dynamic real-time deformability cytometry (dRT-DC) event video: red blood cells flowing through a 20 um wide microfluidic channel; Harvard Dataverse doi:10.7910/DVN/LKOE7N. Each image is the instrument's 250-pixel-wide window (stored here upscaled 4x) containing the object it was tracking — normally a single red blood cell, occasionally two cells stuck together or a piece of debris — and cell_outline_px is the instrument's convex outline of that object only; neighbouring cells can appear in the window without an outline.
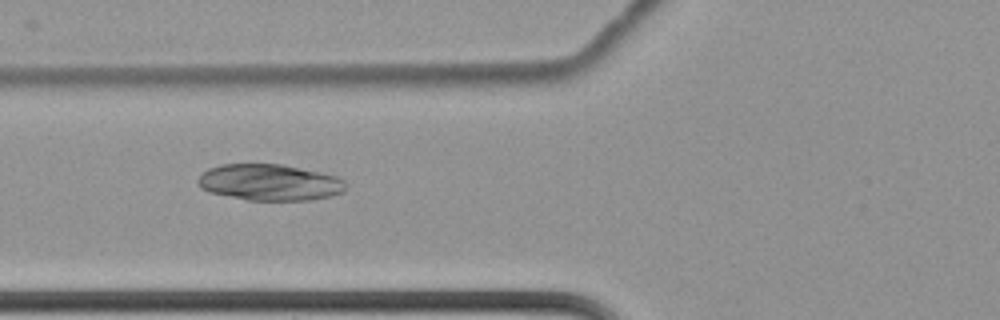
{"species": "common noctule bat (a hibernating species)", "species_latin": "Nyctalus noctula", "temperature_condition": "cold", "stored_images_in_passage": 3, "camera_frame_rate_fps": 3000, "um_per_image_px": 0.085, "animal": {"sex": "female", "body_mass_g": 22.7, "forearm_length_mm": 54.2}, "frame": {"image": 1, "passage_image": 2, "time_ms": 0.333, "image_size_px": [1000, 320], "cell_outline_px": [[348, 184], [344, 192], [328, 196], [308, 200], [248, 200], [208, 192], [200, 188], [196, 180], [208, 168], [220, 164], [284, 164], [320, 172], [336, 176], [344, 180]], "centroid_in_image_um": [22.91, 15.49], "position_along_channel_um": 102.9, "area_um2": 31.44}}
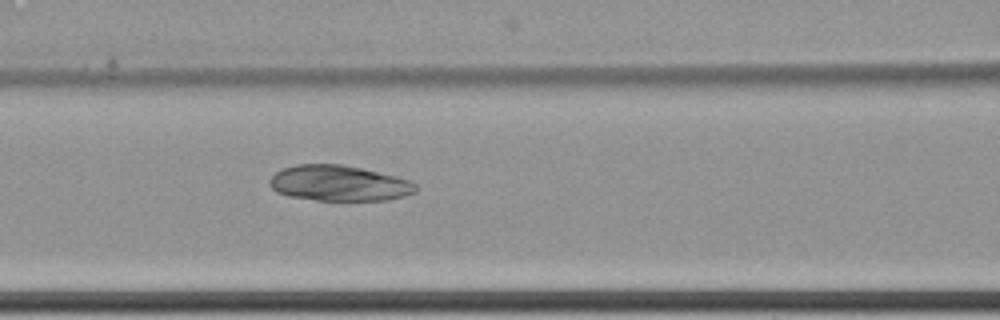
{"frame": {"image": 2, "passage_image": 3, "time_ms": 0.667, "image_size_px": [1000, 320], "cell_outline_px": [[416, 192], [404, 196], [388, 200], [316, 200], [288, 196], [276, 192], [268, 184], [268, 180], [276, 172], [284, 168], [296, 164], [344, 164], [396, 176], [408, 180], [416, 184]], "centroid_in_image_um": [28.79, 15.57], "position_along_channel_um": 137.8, "area_um2": 30.4}}